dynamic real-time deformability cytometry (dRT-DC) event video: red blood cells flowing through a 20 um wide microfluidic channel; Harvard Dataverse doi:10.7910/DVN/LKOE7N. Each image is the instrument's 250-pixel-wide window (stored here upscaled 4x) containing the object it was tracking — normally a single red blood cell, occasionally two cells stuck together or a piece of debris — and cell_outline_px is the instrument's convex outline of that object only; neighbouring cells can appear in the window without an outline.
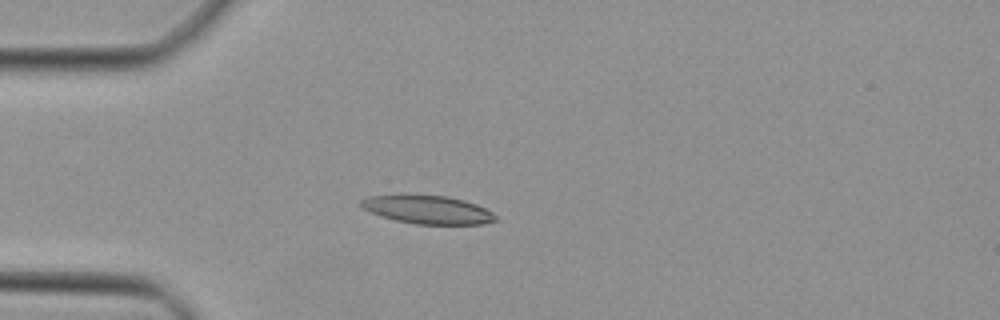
{"species": "Egyptian fruit bat (a non-hibernating species)", "species_latin": "Rousettus aegyptiacus", "temperature_condition": "cold", "stored_images_in_passage": 35, "camera_frame_rate_fps": 3000, "um_per_image_px": 0.085, "animal": {"sex": "female"}, "frame": {"image": 1, "passage_image": 1, "time_ms": 0.0, "image_size_px": [1000, 320], "cell_outline_px": [[496, 220], [484, 224], [416, 224], [396, 220], [372, 212], [364, 208], [360, 204], [360, 200], [368, 196], [448, 196], [464, 200], [476, 204], [492, 212], [496, 216]], "centroid_in_image_um": [36.41, 17.83], "position_along_channel_um": 48.6, "area_um2": 21.56}}
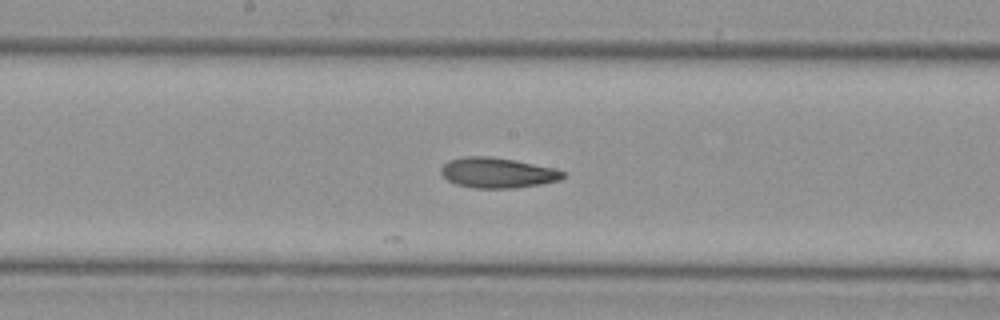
{"frame": {"image": 2, "passage_image": 13, "time_ms": 4.0, "image_size_px": [1000, 320], "cell_outline_px": [[564, 176], [560, 180], [540, 184], [516, 188], [472, 188], [456, 184], [448, 180], [440, 172], [440, 168], [448, 160], [464, 156], [488, 156], [512, 160], [556, 168], [564, 172]], "centroid_in_image_um": [42.26, 14.69], "position_along_channel_um": 205.9, "area_um2": 21.5}}
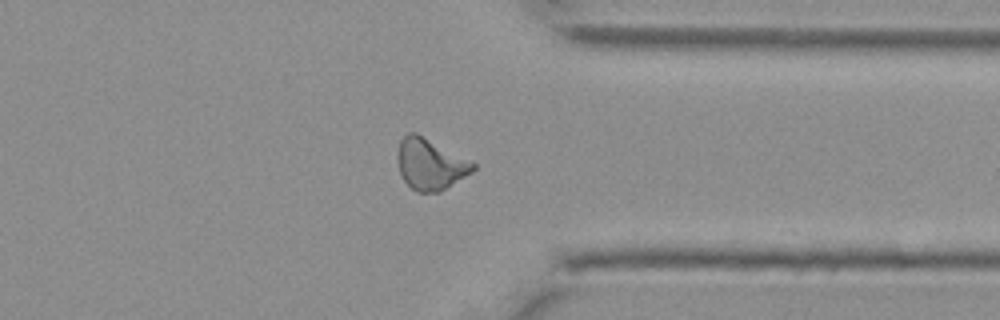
{"frame": {"image": 3, "passage_image": 25, "time_ms": 8.0, "image_size_px": [1000, 320], "cell_outline_px": [[476, 168], [472, 172], [440, 192], [416, 192], [404, 180], [400, 172], [396, 156], [400, 140], [408, 132], [416, 132], [476, 164]], "centroid_in_image_um": [36.55, 13.95], "position_along_channel_um": 374.9, "area_um2": 22.31}}